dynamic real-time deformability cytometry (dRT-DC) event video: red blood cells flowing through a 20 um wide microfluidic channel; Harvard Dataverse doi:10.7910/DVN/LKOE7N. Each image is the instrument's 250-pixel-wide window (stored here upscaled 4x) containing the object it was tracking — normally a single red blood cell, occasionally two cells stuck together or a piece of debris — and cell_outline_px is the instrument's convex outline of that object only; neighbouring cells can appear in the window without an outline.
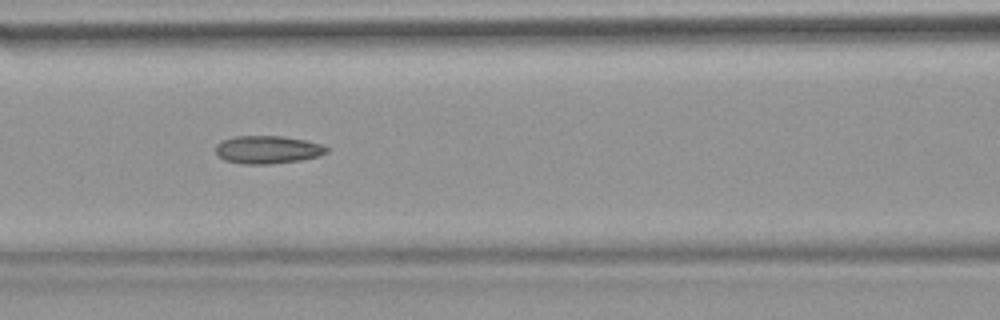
{"species": "common noctule bat (a hibernating species)", "species_latin": "Nyctalus noctula", "temperature_condition": "warm", "stored_images_in_passage": 38, "camera_frame_rate_fps": 3000, "um_per_image_px": 0.085, "animal": {"sex": "female", "body_mass_g": 18.4}, "frame": {"image": 1, "passage_image": 8, "time_ms": 2.333, "image_size_px": [1000, 320], "cell_outline_px": [[328, 152], [316, 156], [300, 160], [268, 164], [244, 164], [224, 160], [216, 152], [216, 144], [220, 140], [236, 136], [284, 136], [304, 140], [320, 144], [328, 148]], "centroid_in_image_um": [22.71, 12.71], "position_along_channel_um": 143.9, "area_um2": 17.92}}
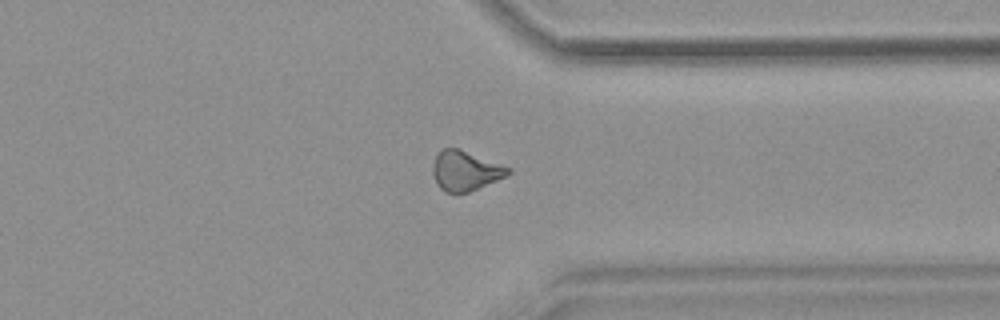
{"frame": {"image": 2, "passage_image": 26, "time_ms": 8.333, "image_size_px": [1000, 320], "cell_outline_px": [[512, 172], [496, 180], [468, 192], [444, 192], [436, 184], [432, 172], [432, 164], [440, 148], [460, 148], [512, 168]], "centroid_in_image_um": [39.52, 14.49], "position_along_channel_um": 371.9, "area_um2": 17.51}}
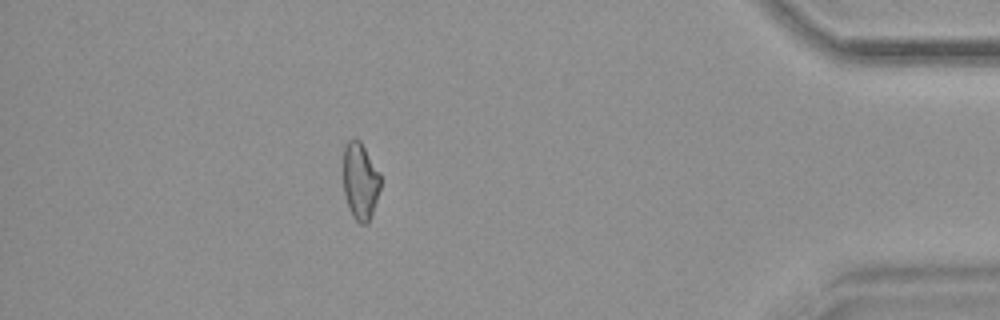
{"frame": {"image": 3, "passage_image": 32, "time_ms": 10.333, "image_size_px": [1000, 320], "cell_outline_px": [[380, 188], [368, 224], [360, 224], [352, 216], [344, 192], [344, 144], [352, 136], [356, 136], [360, 140], [380, 172]], "centroid_in_image_um": [30.62, 15.33], "position_along_channel_um": 404.6, "area_um2": 16.76}, "authors_computed_cell_mechanics": {"area_um2": 17.3111, "velocity_mm_per_s": 3.83, "shape_relaxation_time_tau1_ms": 0.4922, "shape_relaxation_time_tau2_ms": 2.3209, "deformation_change_tau1": 0.2162, "deformation_change_tau2": 0.1023}}